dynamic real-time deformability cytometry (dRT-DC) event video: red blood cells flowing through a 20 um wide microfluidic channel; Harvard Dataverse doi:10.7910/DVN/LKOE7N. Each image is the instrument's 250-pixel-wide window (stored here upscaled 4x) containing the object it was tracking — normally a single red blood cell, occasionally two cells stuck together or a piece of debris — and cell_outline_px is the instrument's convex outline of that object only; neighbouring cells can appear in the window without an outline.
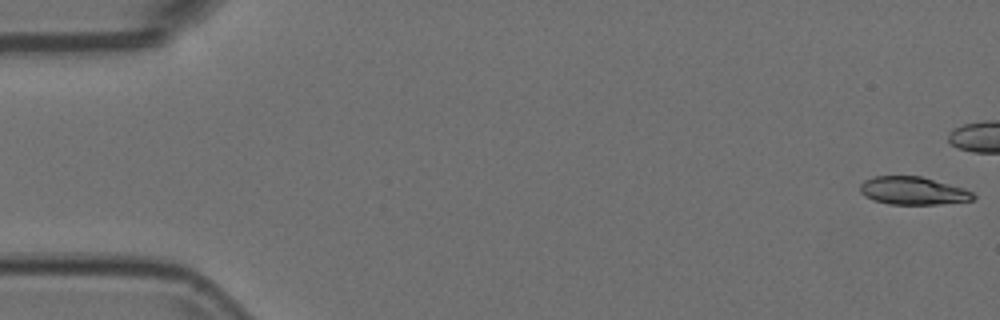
{"species": "Egyptian fruit bat (a non-hibernating species)", "species_latin": "Rousettus aegyptiacus", "temperature_condition": "room temperature", "stored_images_in_passage": 43, "camera_frame_rate_fps": 3000, "um_per_image_px": 0.085, "animal": {"sex": "female"}, "frame": {"image": 1, "passage_image": 1, "time_ms": 0.0, "image_size_px": [1000, 320], "cell_outline_px": [[976, 196], [972, 200], [936, 204], [888, 204], [872, 200], [864, 196], [860, 192], [860, 184], [864, 180], [872, 176], [920, 176], [964, 188], [972, 192]], "centroid_in_image_um": [77.56, 16.21], "position_along_channel_um": 7.4, "area_um2": 18.38}}
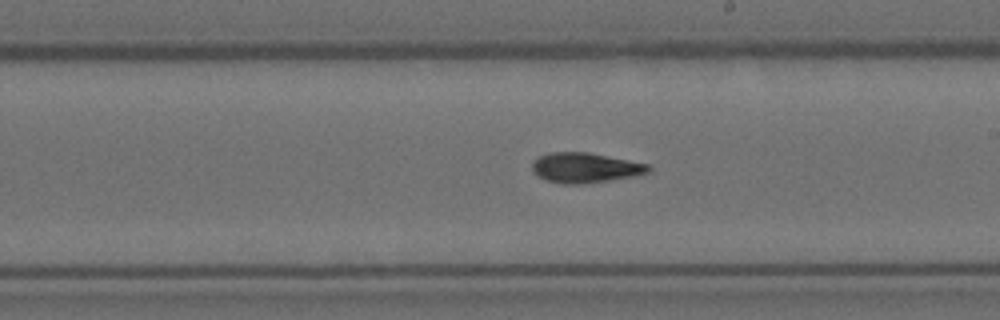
{"frame": {"image": 2, "passage_image": 31, "time_ms": 10.0, "image_size_px": [1000, 320], "cell_outline_px": [[652, 168], [648, 172], [636, 176], [580, 184], [560, 184], [544, 180], [536, 176], [532, 172], [532, 160], [548, 152], [588, 152], [648, 164]], "centroid_in_image_um": [49.68, 14.26], "position_along_channel_um": 239.3, "area_um2": 20.52}}
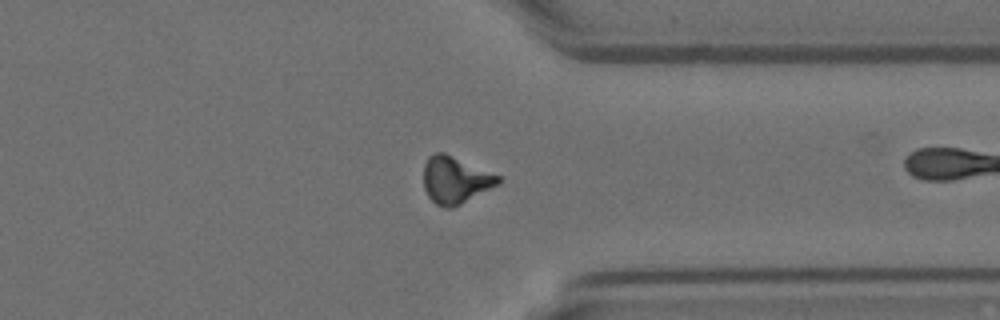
{"frame": {"image": 3, "passage_image": 42, "time_ms": 13.667, "image_size_px": [1000, 320], "cell_outline_px": [[500, 184], [452, 208], [444, 208], [436, 204], [428, 196], [424, 188], [424, 164], [428, 156], [436, 152], [444, 152], [500, 176]], "centroid_in_image_um": [38.69, 15.3], "position_along_channel_um": 372.7, "area_um2": 20.35}}